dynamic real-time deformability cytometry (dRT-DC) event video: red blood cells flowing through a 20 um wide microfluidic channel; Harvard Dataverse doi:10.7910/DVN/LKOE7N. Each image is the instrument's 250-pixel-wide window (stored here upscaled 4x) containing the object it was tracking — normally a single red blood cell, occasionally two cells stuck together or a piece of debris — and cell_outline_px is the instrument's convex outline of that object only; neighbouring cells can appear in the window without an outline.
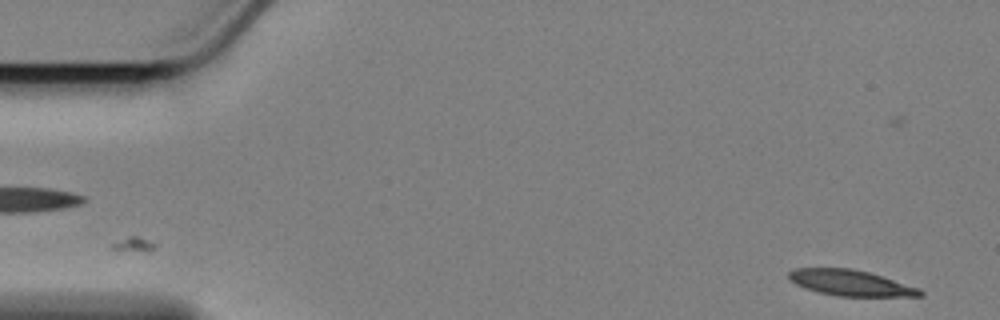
{"species": "Egyptian fruit bat (a non-hibernating species)", "species_latin": "Rousettus aegyptiacus", "temperature_condition": "cold", "stored_images_in_passage": 58, "camera_frame_rate_fps": 3000, "um_per_image_px": 0.085, "animal": {"sex": "female"}, "frame": {"image": 1, "passage_image": 2, "time_ms": 0.333, "image_size_px": [1000, 320], "cell_outline_px": [[924, 296], [836, 296], [820, 292], [796, 284], [788, 280], [788, 272], [796, 268], [852, 268], [868, 272], [920, 288], [924, 292]], "centroid_in_image_um": [72.3, 24.04], "position_along_channel_um": 12.7, "area_um2": 19.59}}
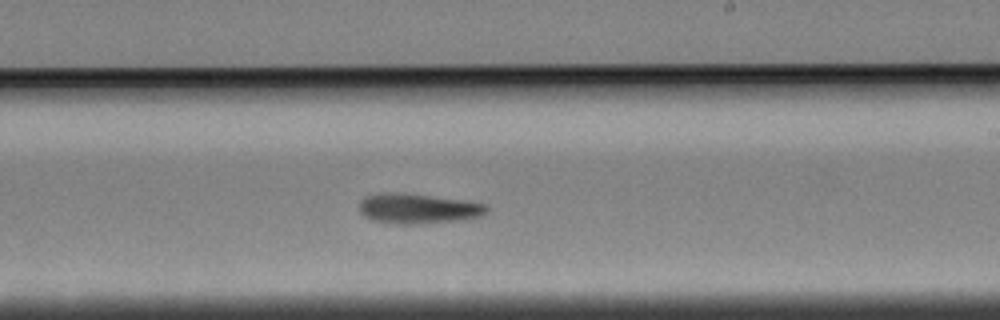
{"frame": {"image": 2, "passage_image": 33, "time_ms": 10.667, "image_size_px": [1000, 320], "cell_outline_px": [[488, 212], [480, 216], [464, 220], [412, 224], [396, 224], [376, 220], [364, 216], [360, 212], [360, 200], [364, 196], [428, 196], [464, 200], [488, 204]], "centroid_in_image_um": [35.66, 17.79], "position_along_channel_um": 253.3, "area_um2": 21.15}}
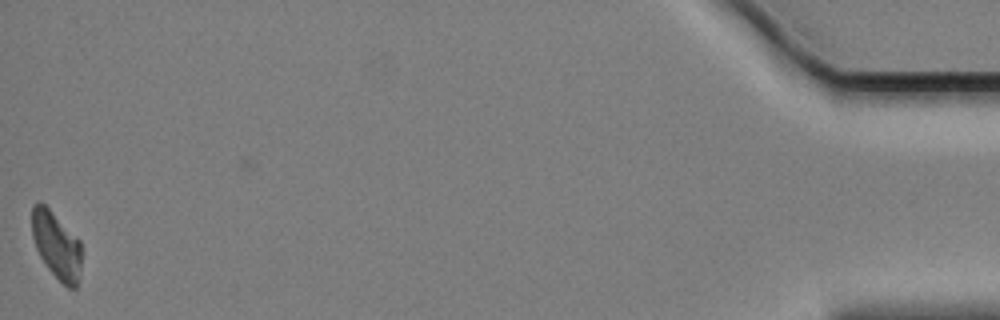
{"frame": {"image": 3, "passage_image": 57, "time_ms": 18.667, "image_size_px": [1000, 320], "cell_outline_px": [[84, 252], [76, 288], [68, 288], [48, 268], [40, 256], [36, 248], [32, 236], [32, 204], [36, 200], [40, 200], [80, 240]], "centroid_in_image_um": [4.82, 20.82], "position_along_channel_um": 430.4, "area_um2": 19.54}, "authors_computed_cell_mechanics": {"area_um2": 21.1548, "velocity_mm_per_s": 3.4035, "shape_relaxation_time_tau1_ms": 8.0441, "shape_relaxation_time_tau2_ms": null, "deformation_change_tau1": 0.2129, "deformation_change_tau2": null}}